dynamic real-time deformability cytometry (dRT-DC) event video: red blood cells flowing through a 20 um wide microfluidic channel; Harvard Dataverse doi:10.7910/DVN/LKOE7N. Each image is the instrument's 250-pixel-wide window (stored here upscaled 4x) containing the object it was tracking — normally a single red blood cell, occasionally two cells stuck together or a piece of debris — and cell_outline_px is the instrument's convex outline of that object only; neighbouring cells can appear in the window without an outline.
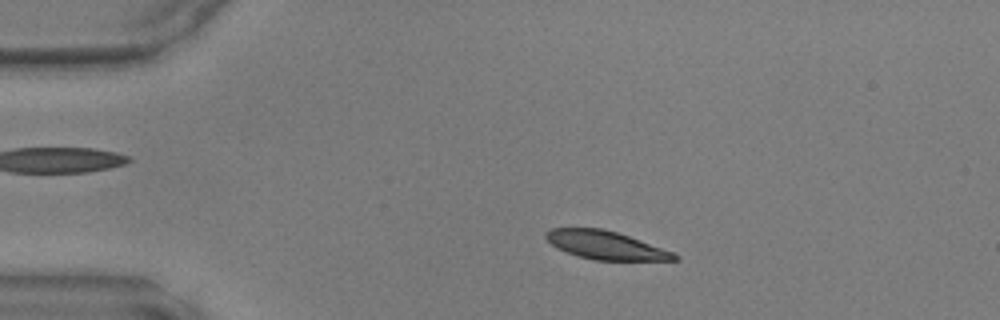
{"species": "common noctule bat (a hibernating species)", "species_latin": "Nyctalus noctula", "temperature_condition": "warm", "stored_images_in_passage": 45, "camera_frame_rate_fps": 3000, "um_per_image_px": 0.085, "animal": {"sex": "male", "body_mass_g": 17.9, "forearm_length_mm": 54.2}, "frame": {"image": 1, "passage_image": 7, "time_ms": 2.0, "image_size_px": [1000, 320], "cell_outline_px": [[680, 260], [592, 260], [556, 248], [544, 236], [544, 232], [552, 228], [604, 228], [628, 236], [672, 252], [680, 256]], "centroid_in_image_um": [51.45, 20.84], "position_along_channel_um": 33.5, "area_um2": 20.92}}
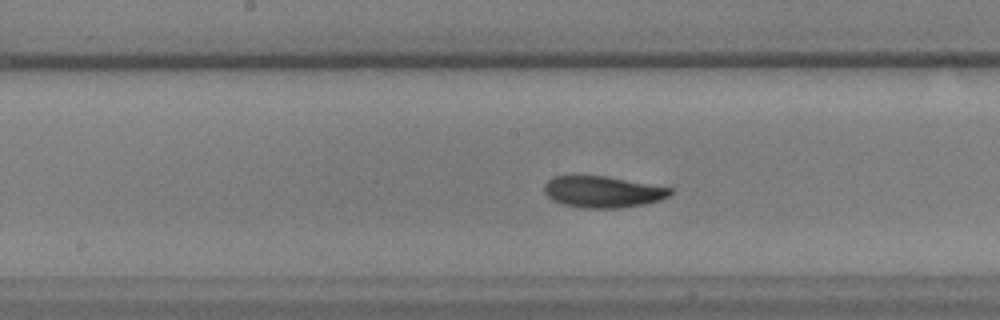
{"frame": {"image": 2, "passage_image": 22, "time_ms": 7.0, "image_size_px": [1000, 320], "cell_outline_px": [[672, 192], [668, 196], [660, 200], [648, 204], [620, 208], [580, 208], [564, 204], [552, 200], [544, 192], [544, 184], [548, 180], [556, 176], [604, 176], [672, 188]], "centroid_in_image_um": [51.23, 16.32], "position_along_channel_um": 197.0, "area_um2": 23.0}}
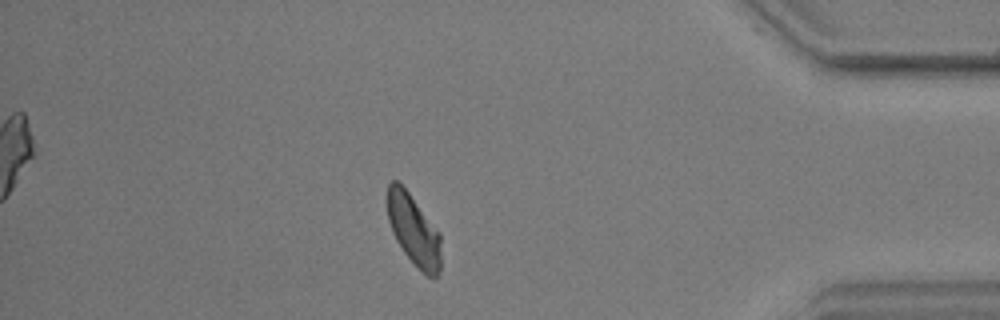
{"frame": {"image": 3, "passage_image": 39, "time_ms": 12.667, "image_size_px": [1000, 320], "cell_outline_px": [[440, 272], [436, 276], [428, 276], [420, 272], [416, 268], [404, 252], [396, 240], [392, 232], [388, 220], [388, 184], [392, 180], [396, 180], [408, 192], [440, 232]], "centroid_in_image_um": [35.17, 19.59], "position_along_channel_um": 400.0, "area_um2": 22.02}}